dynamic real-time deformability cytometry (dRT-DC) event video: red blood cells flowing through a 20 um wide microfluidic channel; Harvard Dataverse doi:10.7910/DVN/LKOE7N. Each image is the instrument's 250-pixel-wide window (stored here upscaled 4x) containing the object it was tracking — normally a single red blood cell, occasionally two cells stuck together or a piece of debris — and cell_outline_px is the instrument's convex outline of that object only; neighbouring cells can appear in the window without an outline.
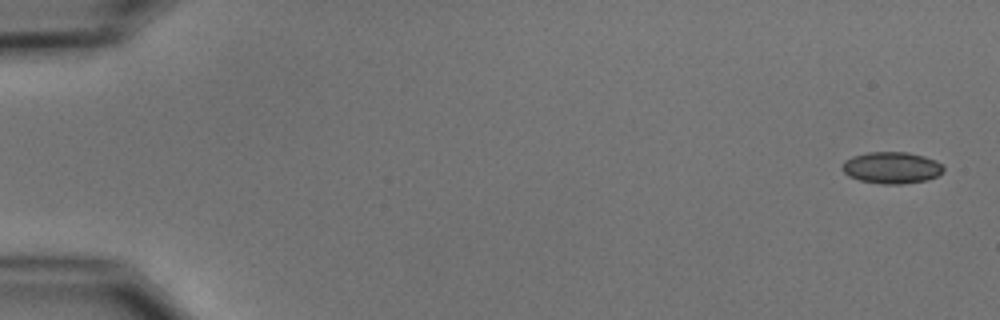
{"species": "common noctule bat (a hibernating species)", "species_latin": "Nyctalus noctula", "temperature_condition": "cold", "stored_images_in_passage": 4, "camera_frame_rate_fps": 3000, "um_per_image_px": 0.085, "animal": {"sex": "male", "body_mass_g": 15.6}, "frame": {"image": 1, "passage_image": 1, "time_ms": 0.0, "image_size_px": [1000, 320], "cell_outline_px": [[944, 172], [928, 180], [900, 184], [884, 184], [860, 180], [848, 176], [840, 168], [844, 160], [852, 156], [868, 152], [908, 152], [924, 156], [936, 160], [944, 168]], "centroid_in_image_um": [75.78, 14.25], "position_along_channel_um": 9.2, "area_um2": 18.79}}
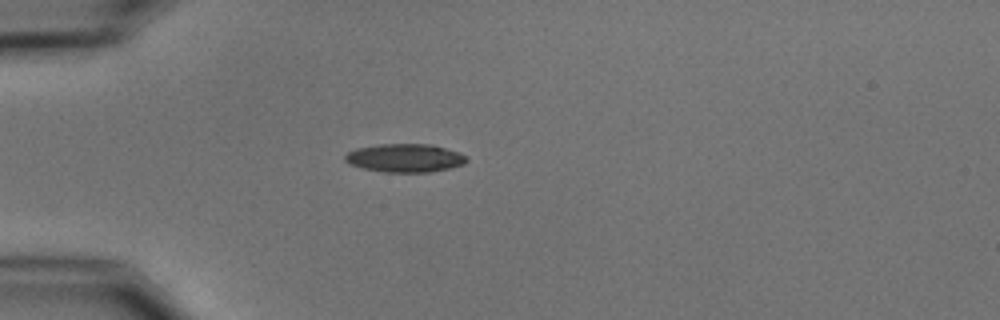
{"frame": {"image": 2, "passage_image": 4, "time_ms": 4.667, "image_size_px": [1000, 320], "cell_outline_px": [[468, 160], [464, 164], [452, 168], [432, 172], [384, 172], [364, 168], [352, 164], [344, 160], [344, 156], [348, 152], [356, 148], [376, 144], [432, 144], [460, 152], [468, 156]], "centroid_in_image_um": [34.48, 13.42], "position_along_channel_um": 50.5, "area_um2": 20.29}}